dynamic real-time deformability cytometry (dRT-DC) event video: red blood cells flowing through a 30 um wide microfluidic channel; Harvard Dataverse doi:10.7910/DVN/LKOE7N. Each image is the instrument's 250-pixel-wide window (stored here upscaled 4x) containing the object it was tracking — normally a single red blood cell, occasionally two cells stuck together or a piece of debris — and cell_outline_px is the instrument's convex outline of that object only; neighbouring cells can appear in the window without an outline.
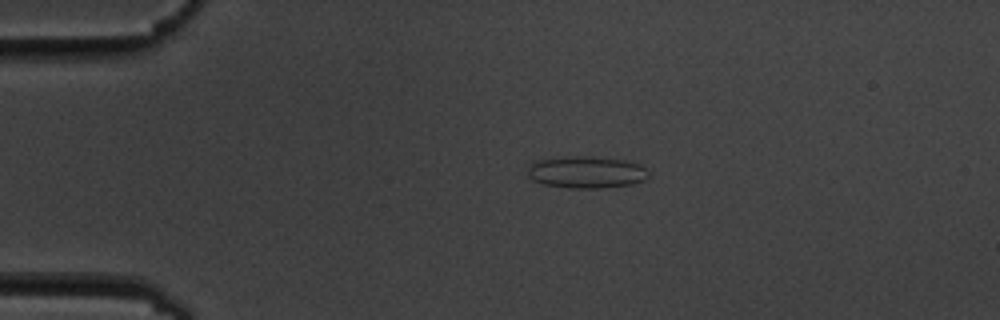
{"species": "common noctule bat (a hibernating species)", "species_latin": "Nyctalus noctula", "temperature_condition": "cold", "stored_images_in_passage": 9, "camera_frame_rate_fps": 3000, "um_per_image_px": 0.085, "animal": {"sex": "male", "body_mass_g": 19.5, "forearm_length_mm": 54.6}, "frame": {"image": 1, "passage_image": 4, "time_ms": 3.667, "image_size_px": [1000, 320], "cell_outline_px": [[648, 176], [644, 180], [632, 184], [600, 188], [568, 188], [544, 184], [532, 180], [528, 176], [528, 168], [532, 160], [572, 156], [592, 156], [624, 160], [640, 164], [648, 172]], "centroid_in_image_um": [49.8, 14.63], "position_along_channel_um": 35.2, "area_um2": 22.66}}
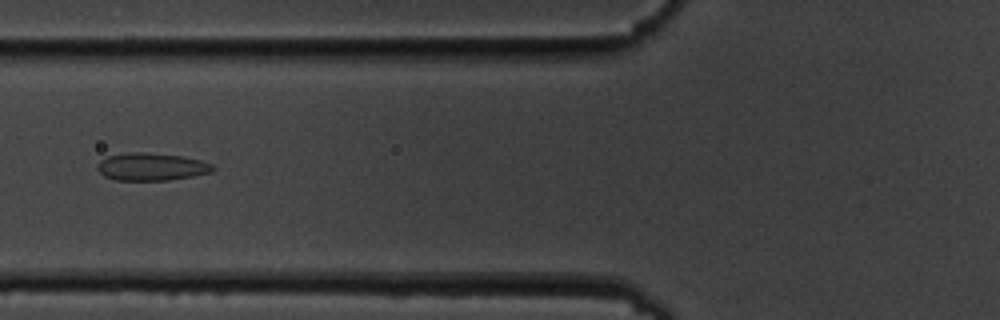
{"frame": {"image": 2, "passage_image": 7, "time_ms": 7.0, "image_size_px": [1000, 320], "cell_outline_px": [[216, 168], [212, 172], [192, 176], [168, 180], [116, 180], [104, 176], [96, 168], [100, 160], [108, 156], [132, 152], [144, 152], [180, 156], [200, 160], [212, 164]], "centroid_in_image_um": [12.87, 14.18], "position_along_channel_um": 112.9, "area_um2": 18.44}}
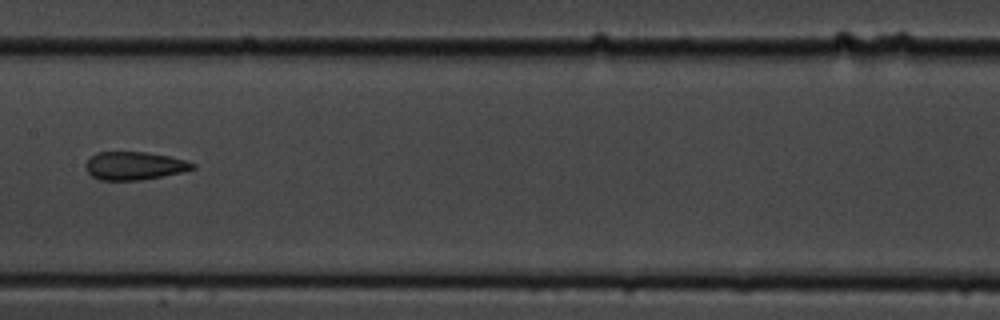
{"frame": {"image": 3, "passage_image": 9, "time_ms": 9.333, "image_size_px": [1000, 320], "cell_outline_px": [[196, 168], [184, 172], [140, 180], [100, 180], [92, 176], [84, 168], [84, 164], [96, 152], [148, 152], [168, 156], [184, 160], [196, 164]], "centroid_in_image_um": [11.42, 14.09], "position_along_channel_um": 196.0, "area_um2": 17.57}}